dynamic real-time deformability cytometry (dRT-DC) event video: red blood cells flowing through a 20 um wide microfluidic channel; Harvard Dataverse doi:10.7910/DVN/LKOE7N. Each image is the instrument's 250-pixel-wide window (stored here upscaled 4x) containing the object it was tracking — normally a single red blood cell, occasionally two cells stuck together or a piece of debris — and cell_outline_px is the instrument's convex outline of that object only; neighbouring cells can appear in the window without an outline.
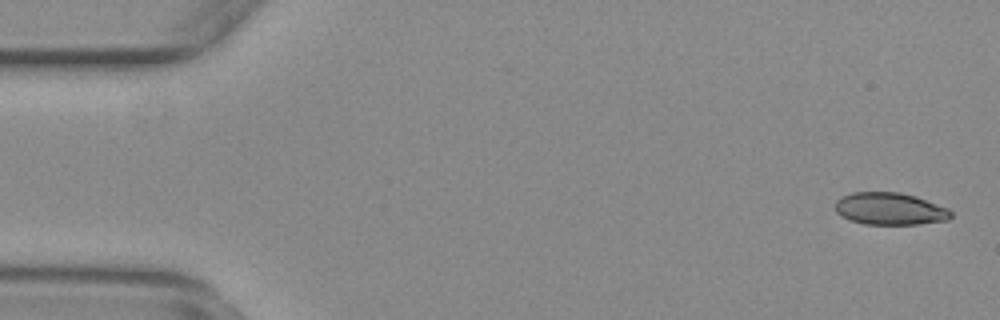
{"species": "common noctule bat (a hibernating species)", "species_latin": "Nyctalus noctula", "temperature_condition": "warm", "stored_images_in_passage": 17, "camera_frame_rate_fps": 3000, "um_per_image_px": 0.085, "animal": {"sex": "female", "body_mass_g": 29.2, "forearm_length_mm": 56.3}, "frame": {"image": 1, "passage_image": 2, "time_ms": 0.333, "image_size_px": [1000, 320], "cell_outline_px": [[952, 216], [948, 220], [920, 224], [864, 224], [848, 220], [836, 212], [836, 200], [840, 196], [852, 192], [900, 192], [916, 196], [948, 208], [952, 212]], "centroid_in_image_um": [75.63, 17.74], "position_along_channel_um": 9.4, "area_um2": 21.91}}
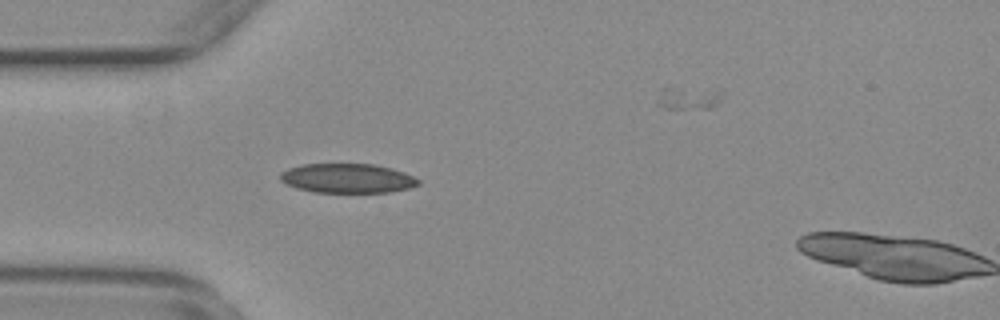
{"frame": {"image": 2, "passage_image": 16, "time_ms": 5.0, "image_size_px": [1000, 320], "cell_outline_px": [[420, 184], [408, 188], [388, 192], [316, 192], [296, 188], [280, 180], [280, 172], [288, 168], [304, 164], [372, 164], [392, 168], [404, 172], [420, 180]], "centroid_in_image_um": [29.52, 15.15], "position_along_channel_um": 55.5, "area_um2": 23.52}}